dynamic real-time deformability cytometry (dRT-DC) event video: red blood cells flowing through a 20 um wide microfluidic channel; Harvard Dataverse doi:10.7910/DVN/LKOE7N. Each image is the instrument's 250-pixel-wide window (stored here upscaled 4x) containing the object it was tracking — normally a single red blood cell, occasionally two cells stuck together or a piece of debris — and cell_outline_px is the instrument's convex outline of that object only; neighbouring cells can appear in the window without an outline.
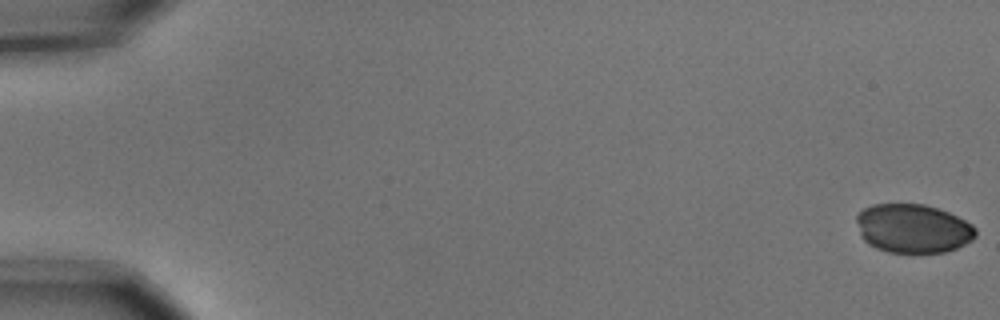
{"species": "common noctule bat (a hibernating species)", "species_latin": "Nyctalus noctula", "temperature_condition": "cold", "stored_images_in_passage": 5, "camera_frame_rate_fps": 3000, "um_per_image_px": 0.085, "animal": {"sex": "male", "body_mass_g": 15.6}, "frame": {"image": 1, "passage_image": 1, "time_ms": 0.0, "image_size_px": [1000, 320], "cell_outline_px": [[976, 236], [972, 240], [956, 248], [944, 252], [888, 252], [876, 248], [868, 244], [864, 240], [860, 232], [856, 220], [856, 216], [864, 208], [872, 204], [924, 204], [948, 212], [972, 224], [976, 228]], "centroid_in_image_um": [77.6, 19.42], "position_along_channel_um": 7.4, "area_um2": 33.76}}